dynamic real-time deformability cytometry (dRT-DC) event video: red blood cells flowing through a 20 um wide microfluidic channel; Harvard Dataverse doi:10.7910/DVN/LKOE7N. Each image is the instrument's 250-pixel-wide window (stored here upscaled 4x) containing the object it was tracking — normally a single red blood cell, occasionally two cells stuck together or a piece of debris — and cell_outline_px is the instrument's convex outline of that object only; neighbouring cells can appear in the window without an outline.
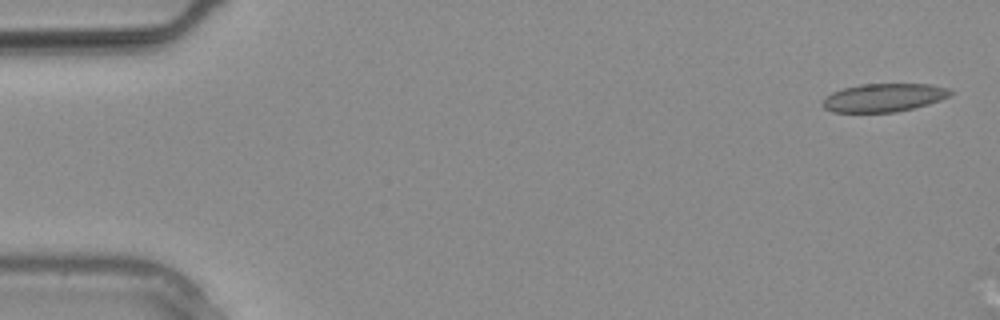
{"species": "common noctule bat (a hibernating species)", "species_latin": "Nyctalus noctula", "temperature_condition": "warm", "stored_images_in_passage": 2, "camera_frame_rate_fps": 3000, "um_per_image_px": 0.085, "animal": {"sex": "male", "body_mass_g": 20.4}, "frame": {"image": 1, "passage_image": 1, "time_ms": 0.0, "image_size_px": [1000, 320], "cell_outline_px": [[952, 92], [948, 96], [940, 100], [928, 104], [896, 112], [832, 112], [824, 108], [820, 104], [820, 100], [824, 96], [832, 92], [844, 88], [860, 84], [932, 84], [948, 88]], "centroid_in_image_um": [75.05, 8.3], "position_along_channel_um": 9.9, "area_um2": 21.15}}